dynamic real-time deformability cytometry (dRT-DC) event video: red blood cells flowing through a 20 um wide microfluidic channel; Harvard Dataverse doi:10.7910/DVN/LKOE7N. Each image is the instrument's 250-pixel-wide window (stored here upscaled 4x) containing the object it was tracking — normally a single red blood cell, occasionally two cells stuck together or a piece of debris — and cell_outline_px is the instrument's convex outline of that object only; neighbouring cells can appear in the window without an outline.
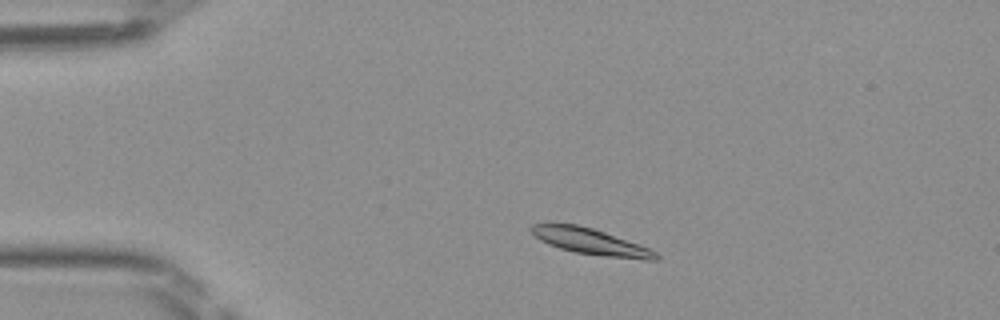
{"species": "Egyptian fruit bat (a non-hibernating species)", "species_latin": "Rousettus aegyptiacus", "temperature_condition": "room temperature", "stored_images_in_passage": 44, "camera_frame_rate_fps": 3000, "um_per_image_px": 0.085, "frame": {"image": 1, "passage_image": 6, "time_ms": 1.667, "image_size_px": [1000, 320], "cell_outline_px": [[660, 256], [656, 260], [644, 260], [608, 256], [576, 252], [560, 248], [548, 244], [540, 240], [528, 228], [532, 224], [576, 224], [592, 228], [604, 232], [648, 248], [656, 252]], "centroid_in_image_um": [50.19, 20.53], "position_along_channel_um": 34.8, "area_um2": 18.44}}
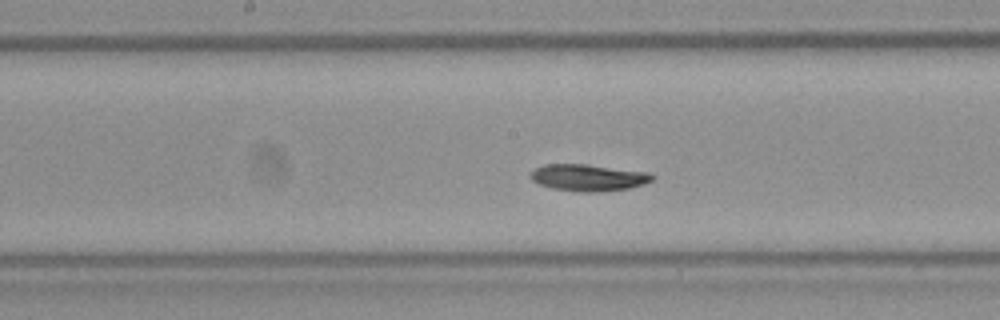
{"frame": {"image": 2, "passage_image": 21, "time_ms": 6.667, "image_size_px": [1000, 320], "cell_outline_px": [[656, 176], [652, 180], [644, 184], [628, 188], [596, 192], [580, 192], [552, 188], [540, 184], [532, 180], [528, 176], [528, 172], [544, 164], [588, 164], [648, 172]], "centroid_in_image_um": [49.98, 15.09], "position_along_channel_um": 198.2, "area_um2": 19.07}}
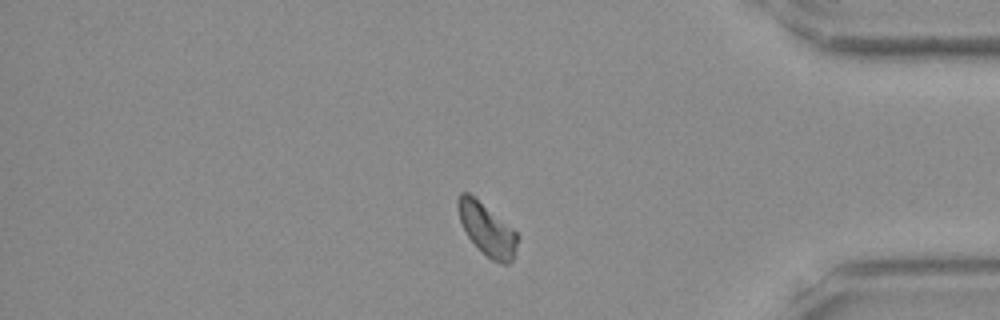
{"frame": {"image": 3, "passage_image": 37, "time_ms": 12.0, "image_size_px": [1000, 320], "cell_outline_px": [[520, 236], [512, 260], [508, 264], [500, 264], [492, 260], [468, 236], [460, 220], [456, 208], [456, 200], [460, 192], [468, 192], [476, 196], [512, 228]], "centroid_in_image_um": [41.38, 19.44], "position_along_channel_um": 393.8, "area_um2": 18.15}}